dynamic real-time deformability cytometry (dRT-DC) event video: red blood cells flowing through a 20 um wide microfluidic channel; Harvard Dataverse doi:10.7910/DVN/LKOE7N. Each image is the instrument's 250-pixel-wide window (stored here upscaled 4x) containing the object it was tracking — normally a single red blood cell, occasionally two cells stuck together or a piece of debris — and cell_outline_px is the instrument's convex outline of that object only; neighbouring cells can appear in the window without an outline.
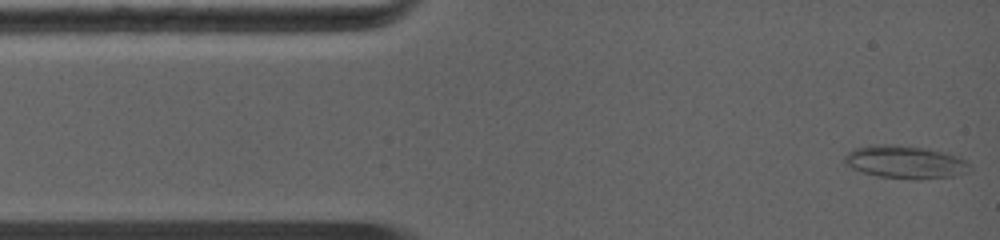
{"species": "common noctule bat (a hibernating species)", "species_latin": "Nyctalus noctula", "temperature_condition": "warm", "stored_images_in_passage": 65, "camera_frame_rate_fps": 5000, "um_per_image_px": 0.085, "animal": {"sex": "female", "body_mass_g": 19.0, "forearm_length_mm": 56.7}, "frame": {"image": 1, "passage_image": 1, "time_ms": 0.0, "image_size_px": [1000, 240], "cell_outline_px": [[972, 168], [964, 172], [952, 176], [876, 176], [852, 168], [844, 160], [844, 156], [852, 148], [928, 148], [960, 152], [968, 160]], "centroid_in_image_um": [77.12, 13.76], "position_along_channel_um": 7.9, "area_um2": 22.37}}
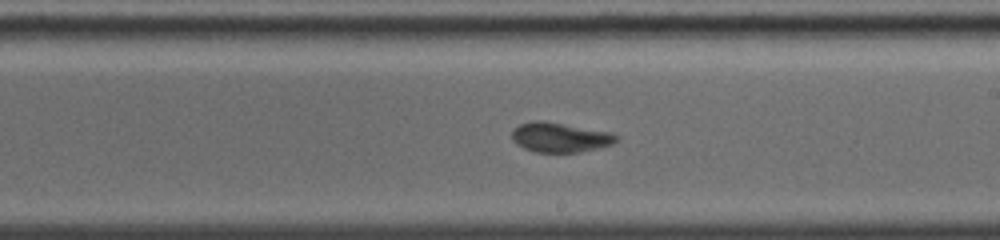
{"frame": {"image": 2, "passage_image": 35, "time_ms": 6.8, "image_size_px": [1000, 240], "cell_outline_px": [[616, 140], [612, 144], [600, 148], [580, 152], [536, 152], [524, 148], [512, 140], [512, 132], [520, 124], [532, 120], [544, 120], [608, 132], [616, 136]], "centroid_in_image_um": [47.57, 11.67], "position_along_channel_um": 241.4, "area_um2": 17.86}}
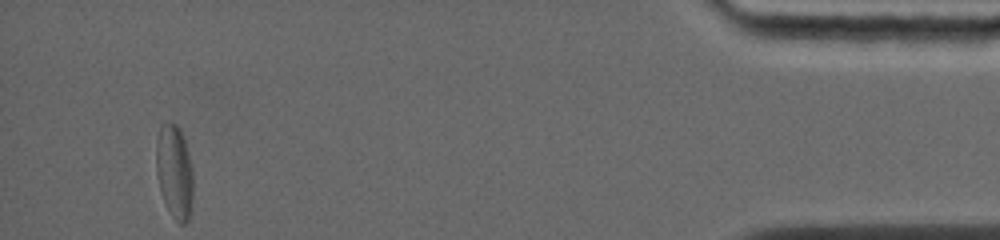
{"frame": {"image": 3, "passage_image": 65, "time_ms": 12.8, "image_size_px": [1000, 240], "cell_outline_px": [[192, 200], [188, 220], [184, 224], [180, 224], [172, 216], [164, 200], [160, 188], [156, 172], [156, 144], [160, 128], [164, 124], [176, 124], [184, 140], [192, 168]], "centroid_in_image_um": [14.82, 14.63], "position_along_channel_um": 420.4, "area_um2": 19.65}, "authors_computed_cell_mechanics": {"area_um2": 18.5538, "velocity_mm_per_s": 4.4687, "shape_relaxation_time_tau1_ms": 6.2613, "shape_relaxation_time_tau2_ms": 1.2906, "deformation_change_tau1": 0.182, "deformation_change_tau2": 0.0622}}